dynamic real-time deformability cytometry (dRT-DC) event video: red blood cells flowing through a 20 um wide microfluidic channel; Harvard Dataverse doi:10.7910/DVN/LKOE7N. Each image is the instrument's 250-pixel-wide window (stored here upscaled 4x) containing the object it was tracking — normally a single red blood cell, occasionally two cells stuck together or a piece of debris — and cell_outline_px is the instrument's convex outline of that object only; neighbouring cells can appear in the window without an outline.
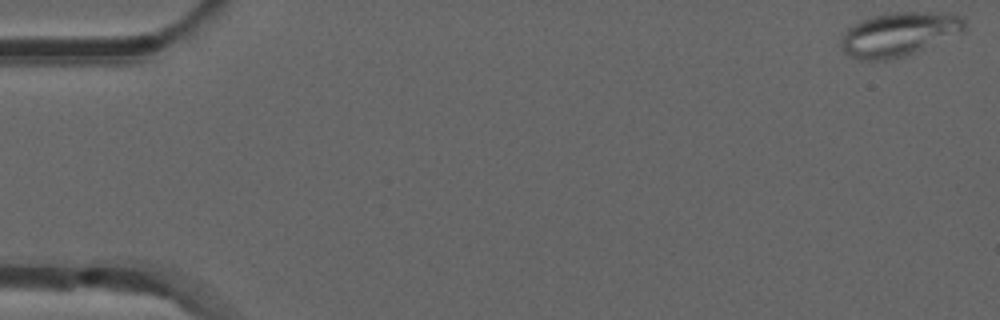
{"species": "common noctule bat (a hibernating species)", "species_latin": "Nyctalus noctula", "temperature_condition": "room temperature", "stored_images_in_passage": 52, "camera_frame_rate_fps": 3000, "um_per_image_px": 0.085, "animal": {"sex": "male", "forearm_length_mm": 52.5}, "frame": {"image": 1, "passage_image": 1, "time_ms": 0.0, "image_size_px": [1000, 320], "cell_outline_px": [[964, 32], [904, 56], [884, 60], [860, 60], [848, 56], [840, 48], [840, 40], [844, 32], [848, 28], [860, 20], [872, 16], [892, 12], [956, 12], [964, 20]], "centroid_in_image_um": [76.39, 2.89], "position_along_channel_um": 8.6, "area_um2": 31.85}}
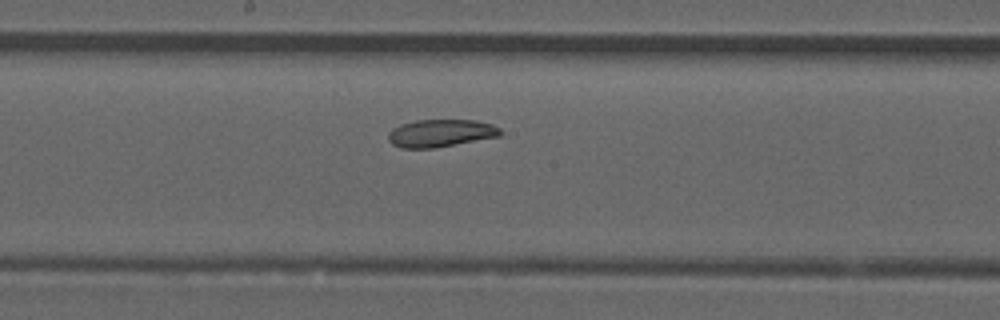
{"frame": {"image": 2, "passage_image": 28, "time_ms": 9.0, "image_size_px": [1000, 320], "cell_outline_px": [[504, 132], [500, 136], [436, 148], [400, 148], [392, 144], [388, 140], [388, 132], [392, 128], [400, 124], [416, 120], [476, 120], [492, 124], [500, 128]], "centroid_in_image_um": [37.46, 11.32], "position_along_channel_um": 210.7, "area_um2": 18.26}}
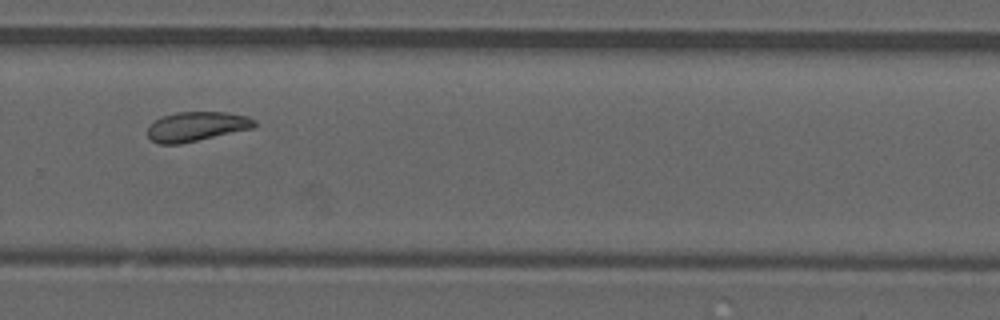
{"frame": {"image": 3, "passage_image": 36, "time_ms": 11.667, "image_size_px": [1000, 320], "cell_outline_px": [[256, 124], [252, 128], [180, 144], [160, 144], [152, 140], [148, 136], [148, 124], [160, 116], [176, 112], [228, 112], [248, 116], [256, 120]], "centroid_in_image_um": [16.68, 10.73], "position_along_channel_um": 313.1, "area_um2": 18.44}}